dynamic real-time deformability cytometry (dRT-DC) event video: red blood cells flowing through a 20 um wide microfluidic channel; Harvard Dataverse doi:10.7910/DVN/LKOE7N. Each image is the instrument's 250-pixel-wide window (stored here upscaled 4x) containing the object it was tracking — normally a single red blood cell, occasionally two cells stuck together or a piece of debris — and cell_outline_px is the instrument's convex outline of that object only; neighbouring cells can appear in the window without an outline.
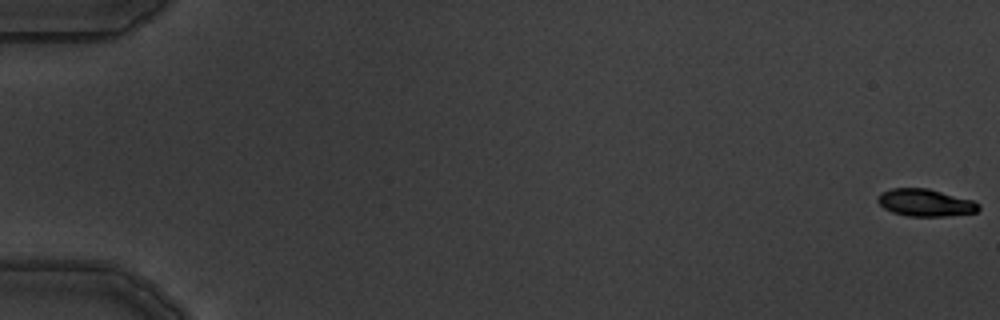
{"species": "common noctule bat (a hibernating species)", "species_latin": "Nyctalus noctula", "temperature_condition": "warm", "stored_images_in_passage": 6, "camera_frame_rate_fps": 3000, "um_per_image_px": 0.085, "animal": {"sex": "male", "body_mass_g": 19.5, "forearm_length_mm": 54.6}, "frame": {"image": 1, "passage_image": 1, "time_ms": 0.0, "image_size_px": [1000, 320], "cell_outline_px": [[980, 208], [976, 212], [944, 216], [908, 216], [892, 212], [884, 208], [876, 200], [880, 192], [892, 188], [928, 188], [972, 200], [980, 204]], "centroid_in_image_um": [78.63, 17.22], "position_along_channel_um": 6.4, "area_um2": 16.01}}
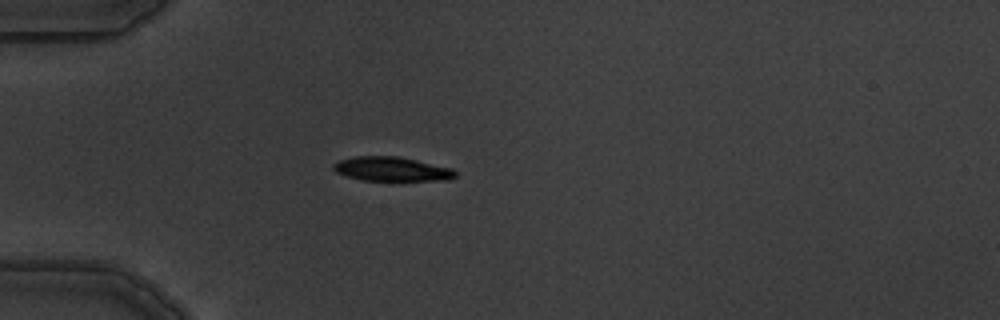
{"frame": {"image": 2, "passage_image": 5, "time_ms": 5.333, "image_size_px": [1000, 320], "cell_outline_px": [[456, 176], [448, 180], [360, 180], [336, 172], [332, 168], [332, 164], [340, 160], [356, 156], [396, 156], [416, 160], [452, 168], [456, 172]], "centroid_in_image_um": [33.28, 14.36], "position_along_channel_um": 51.7, "area_um2": 17.05}}